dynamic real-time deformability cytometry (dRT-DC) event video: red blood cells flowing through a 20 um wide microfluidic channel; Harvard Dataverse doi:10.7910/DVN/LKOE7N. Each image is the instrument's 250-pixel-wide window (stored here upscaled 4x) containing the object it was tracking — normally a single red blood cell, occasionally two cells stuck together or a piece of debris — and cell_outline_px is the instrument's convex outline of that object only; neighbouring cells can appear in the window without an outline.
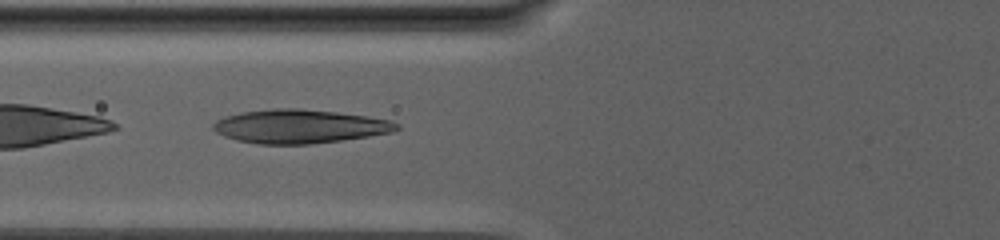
{"species": "human", "species_latin": "Homo sapiens", "temperature_condition": "warm", "stored_images_in_passage": 54, "camera_frame_rate_fps": 3000, "um_per_image_px": 0.085, "donor": {"sex": "male"}, "frame": {"image": 1, "passage_image": 5, "time_ms": 1.333, "image_size_px": [1000, 240], "cell_outline_px": [[400, 128], [392, 132], [368, 136], [312, 144], [256, 144], [236, 140], [224, 136], [216, 132], [212, 128], [212, 124], [216, 120], [224, 116], [240, 112], [272, 108], [300, 108], [336, 112], [368, 116], [388, 120], [400, 124]], "centroid_in_image_um": [25.42, 10.74], "position_along_channel_um": 100.4, "area_um2": 36.24}}
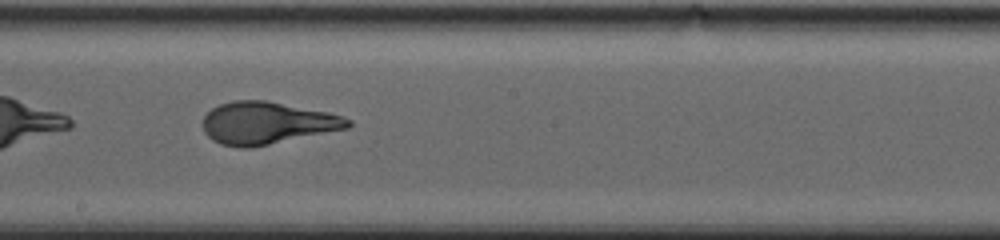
{"frame": {"image": 2, "passage_image": 20, "time_ms": 6.333, "image_size_px": [1000, 240], "cell_outline_px": [[352, 124], [348, 128], [248, 148], [240, 148], [220, 144], [212, 140], [204, 132], [204, 116], [212, 108], [220, 104], [232, 100], [264, 100], [328, 112], [352, 120]], "centroid_in_image_um": [22.67, 10.45], "position_along_channel_um": 225.5, "area_um2": 35.37}}
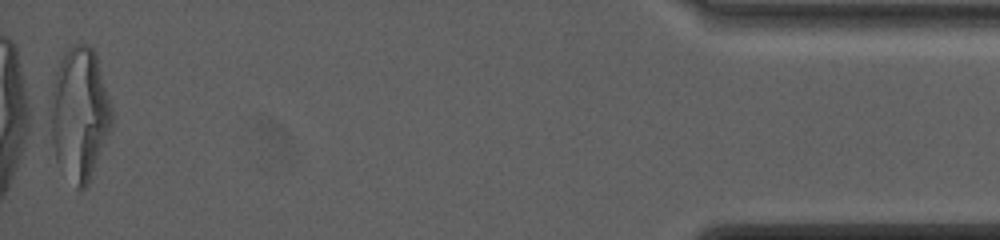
{"frame": {"image": 3, "passage_image": 53, "time_ms": 17.333, "image_size_px": [1000, 240], "cell_outline_px": [[112, 128], [88, 184], [80, 192], [76, 188], [56, 160], [52, 144], [44, 104], [60, 60], [68, 48], [72, 44], [88, 44], [96, 52], [112, 108]], "centroid_in_image_um": [6.69, 9.65], "position_along_channel_um": 428.5, "area_um2": 49.07}, "authors_computed_cell_mechanics": {"area_um2": 35.8938, "velocity_mm_per_s": 2.5048, "shape_relaxation_time_tau1_ms": 8.3102, "shape_relaxation_time_tau2_ms": null, "deformation_change_tau1": 0.2873, "deformation_change_tau2": null}}